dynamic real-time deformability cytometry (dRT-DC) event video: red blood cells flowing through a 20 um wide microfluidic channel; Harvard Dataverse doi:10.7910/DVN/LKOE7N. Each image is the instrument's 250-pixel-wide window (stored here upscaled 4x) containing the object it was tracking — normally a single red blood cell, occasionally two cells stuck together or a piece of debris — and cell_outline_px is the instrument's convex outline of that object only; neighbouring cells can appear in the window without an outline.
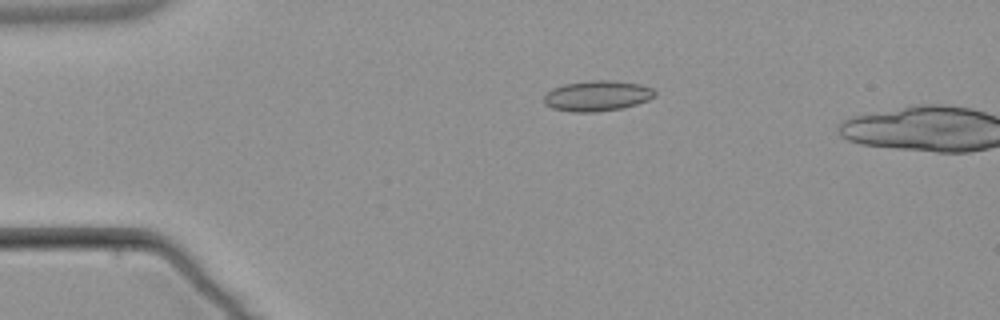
{"species": "common noctule bat (a hibernating species)", "species_latin": "Nyctalus noctula", "temperature_condition": "warm", "stored_images_in_passage": 4, "camera_frame_rate_fps": 3000, "um_per_image_px": 0.085, "animal": {"sex": "male", "body_mass_g": 21.5, "forearm_length_mm": 52.0}, "frame": {"image": 1, "passage_image": 3, "time_ms": 2.667, "image_size_px": [1000, 320], "cell_outline_px": [[656, 96], [648, 100], [624, 108], [596, 112], [572, 112], [552, 108], [544, 104], [544, 96], [552, 88], [564, 84], [588, 80], [608, 80], [640, 84], [652, 88], [656, 92]], "centroid_in_image_um": [50.76, 8.15], "position_along_channel_um": 34.2, "area_um2": 19.83}}